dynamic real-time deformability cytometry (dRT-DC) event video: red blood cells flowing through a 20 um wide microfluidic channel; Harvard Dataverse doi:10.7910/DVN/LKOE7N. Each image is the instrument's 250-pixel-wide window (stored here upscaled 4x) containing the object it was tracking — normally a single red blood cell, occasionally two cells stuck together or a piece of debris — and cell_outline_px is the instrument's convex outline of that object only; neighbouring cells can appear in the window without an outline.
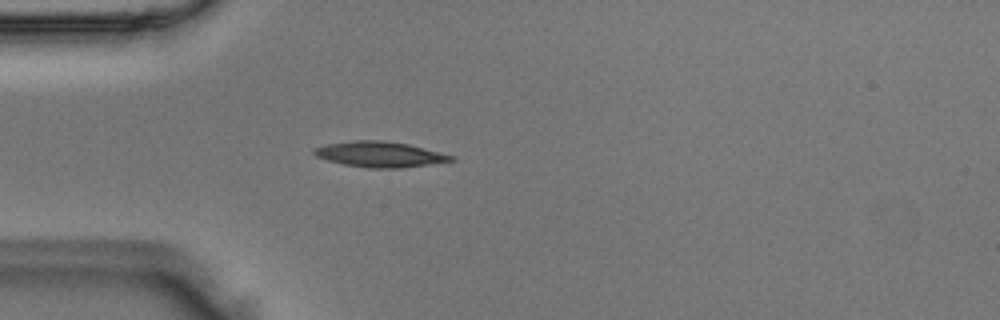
{"species": "Egyptian fruit bat (a non-hibernating species)", "species_latin": "Rousettus aegyptiacus", "temperature_condition": "room temperature", "stored_images_in_passage": 49, "camera_frame_rate_fps": 3000, "um_per_image_px": 0.085, "animal": {"sex": "male"}, "frame": {"image": 1, "passage_image": 13, "time_ms": 4.0, "image_size_px": [1000, 320], "cell_outline_px": [[456, 160], [400, 168], [368, 168], [344, 164], [328, 160], [316, 156], [312, 152], [312, 148], [328, 144], [352, 140], [384, 140], [408, 144], [456, 156]], "centroid_in_image_um": [32.28, 13.11], "position_along_channel_um": 52.7, "area_um2": 20.35}}
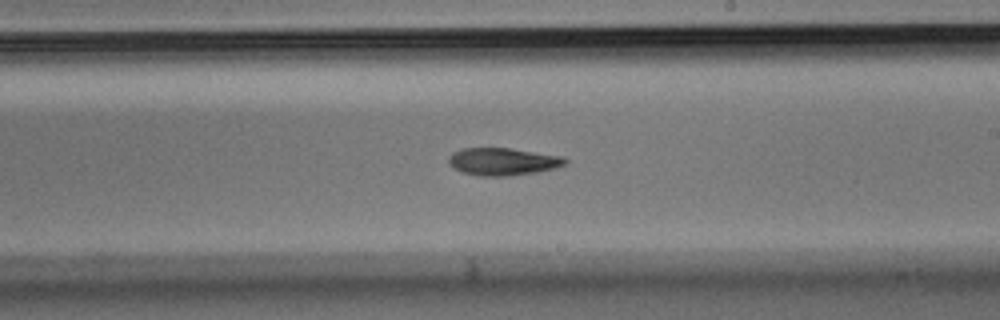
{"frame": {"image": 2, "passage_image": 28, "time_ms": 9.0, "image_size_px": [1000, 320], "cell_outline_px": [[568, 160], [564, 164], [552, 168], [536, 172], [504, 176], [480, 176], [464, 172], [448, 164], [448, 156], [452, 152], [464, 148], [508, 148], [564, 156]], "centroid_in_image_um": [42.72, 13.72], "position_along_channel_um": 246.3, "area_um2": 18.44}}
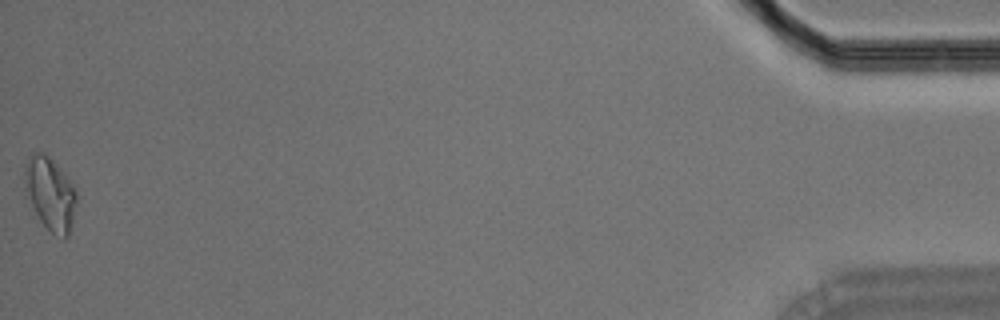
{"frame": {"image": 3, "passage_image": 49, "time_ms": 16.0, "image_size_px": [1000, 320], "cell_outline_px": [[80, 196], [68, 236], [64, 240], [52, 232], [40, 220], [32, 204], [28, 192], [24, 172], [32, 152], [44, 152], [64, 172]], "centroid_in_image_um": [4.35, 16.48], "position_along_channel_um": 430.8, "area_um2": 21.68}}